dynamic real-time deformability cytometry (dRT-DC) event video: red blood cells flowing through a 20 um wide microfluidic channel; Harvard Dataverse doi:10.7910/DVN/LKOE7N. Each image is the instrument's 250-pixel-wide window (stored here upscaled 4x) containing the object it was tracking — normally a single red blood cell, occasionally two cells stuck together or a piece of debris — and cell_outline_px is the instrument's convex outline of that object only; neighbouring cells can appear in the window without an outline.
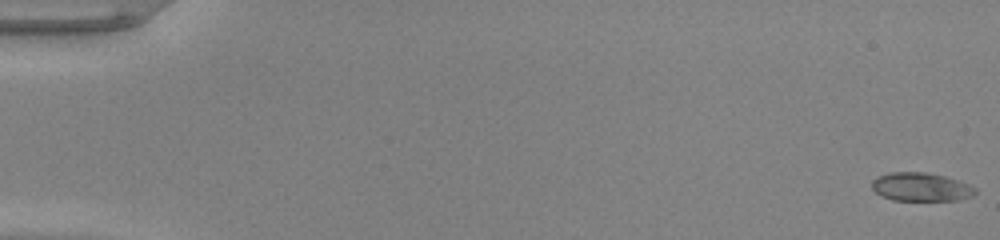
{"species": "common noctule bat (a hibernating species)", "species_latin": "Nyctalus noctula", "temperature_condition": "warm", "stored_images_in_passage": 53, "camera_frame_rate_fps": 3000, "um_per_image_px": 0.085, "animal": {"sex": "male", "body_mass_g": 20.0, "forearm_length_mm": 53.3}, "frame": {"image": 1, "passage_image": 1, "time_ms": 0.0, "image_size_px": [1000, 240], "cell_outline_px": [[976, 192], [972, 196], [956, 200], [892, 200], [880, 196], [872, 188], [872, 180], [876, 176], [892, 172], [924, 172], [944, 176], [960, 180], [976, 188]], "centroid_in_image_um": [78.26, 15.89], "position_along_channel_um": 6.7, "area_um2": 17.22}}
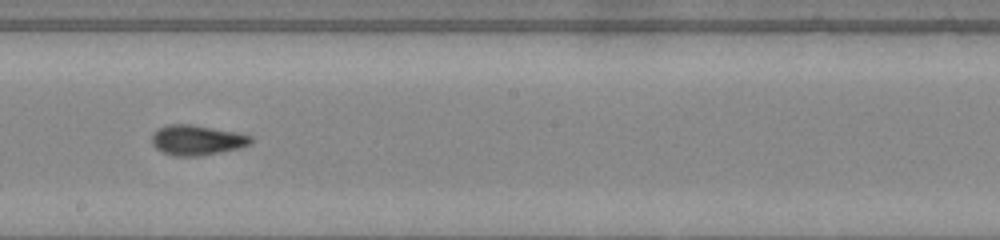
{"frame": {"image": 2, "passage_image": 31, "time_ms": 10.0, "image_size_px": [1000, 240], "cell_outline_px": [[252, 144], [240, 148], [200, 156], [172, 156], [160, 152], [152, 144], [152, 136], [160, 128], [168, 124], [192, 124], [236, 132], [252, 136]], "centroid_in_image_um": [16.75, 11.92], "position_along_channel_um": 231.5, "area_um2": 17.46}}
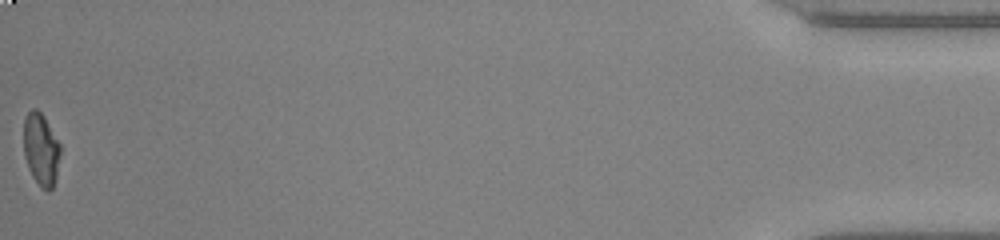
{"frame": {"image": 3, "passage_image": 53, "time_ms": 17.333, "image_size_px": [1000, 240], "cell_outline_px": [[60, 152], [56, 180], [52, 188], [48, 192], [40, 188], [32, 176], [28, 168], [24, 156], [24, 120], [28, 112], [32, 108], [36, 108], [44, 116], [60, 144]], "centroid_in_image_um": [3.48, 12.73], "position_along_channel_um": 431.7, "area_um2": 15.61}, "authors_computed_cell_mechanics": {"area_um2": 16.9932, "velocity_mm_per_s": 4.0114, "shape_relaxation_time_tau1_ms": 4.7072, "shape_relaxation_time_tau2_ms": 1.101, "deformation_change_tau1": 0.1787, "deformation_change_tau2": 0.063}}